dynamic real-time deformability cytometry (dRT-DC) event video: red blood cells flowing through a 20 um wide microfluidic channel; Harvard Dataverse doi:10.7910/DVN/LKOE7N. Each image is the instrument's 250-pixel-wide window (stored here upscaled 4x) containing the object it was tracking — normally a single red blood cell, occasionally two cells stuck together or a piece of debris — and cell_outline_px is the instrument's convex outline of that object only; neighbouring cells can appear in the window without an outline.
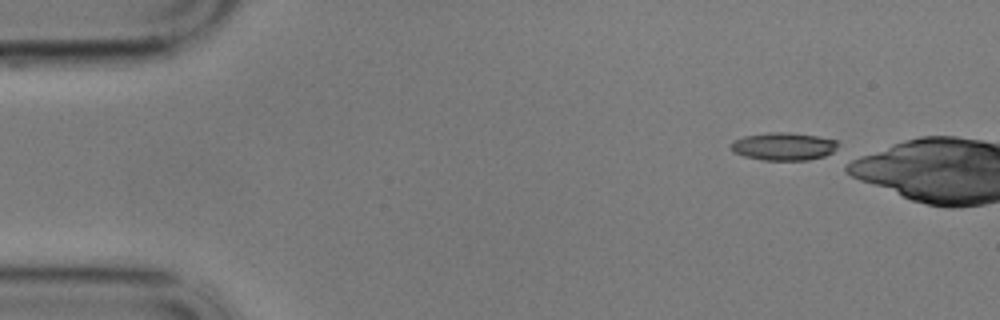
{"species": "common noctule bat (a hibernating species)", "species_latin": "Nyctalus noctula", "temperature_condition": "cold", "stored_images_in_passage": 31, "camera_frame_rate_fps": 3000, "um_per_image_px": 0.085, "animal": {"sex": "male", "body_mass_g": 17.9}, "frame": {"image": 1, "passage_image": 1, "time_ms": 0.0, "image_size_px": [1000, 320], "cell_outline_px": [[840, 144], [832, 152], [824, 156], [808, 160], [760, 160], [744, 156], [732, 152], [732, 140], [744, 136], [768, 132], [788, 132], [816, 136], [836, 140]], "centroid_in_image_um": [66.59, 12.44], "position_along_channel_um": 18.4, "area_um2": 17.4}}
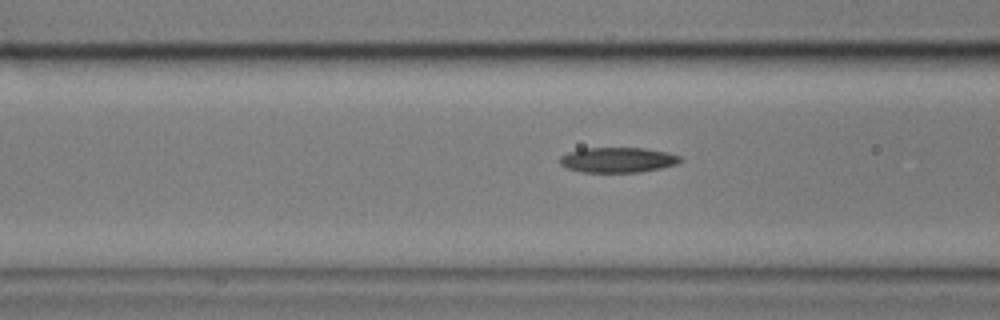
{"frame": {"image": 2, "passage_image": 17, "time_ms": 5.333, "image_size_px": [1000, 320], "cell_outline_px": [[680, 160], [676, 164], [660, 168], [640, 172], [580, 172], [568, 168], [560, 164], [560, 156], [568, 152], [584, 148], [644, 148], [668, 152], [680, 156]], "centroid_in_image_um": [52.49, 13.59], "position_along_channel_um": 114.1, "area_um2": 17.57}}
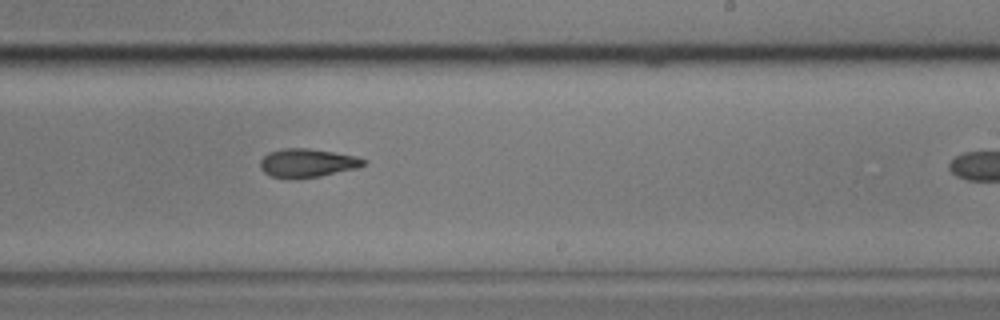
{"frame": {"image": 3, "passage_image": 30, "time_ms": 9.667, "image_size_px": [1000, 320], "cell_outline_px": [[368, 164], [356, 168], [320, 176], [272, 176], [264, 172], [260, 168], [260, 160], [268, 152], [284, 148], [308, 148], [356, 156], [368, 160]], "centroid_in_image_um": [26.16, 13.81], "position_along_channel_um": 262.8, "area_um2": 16.7}}